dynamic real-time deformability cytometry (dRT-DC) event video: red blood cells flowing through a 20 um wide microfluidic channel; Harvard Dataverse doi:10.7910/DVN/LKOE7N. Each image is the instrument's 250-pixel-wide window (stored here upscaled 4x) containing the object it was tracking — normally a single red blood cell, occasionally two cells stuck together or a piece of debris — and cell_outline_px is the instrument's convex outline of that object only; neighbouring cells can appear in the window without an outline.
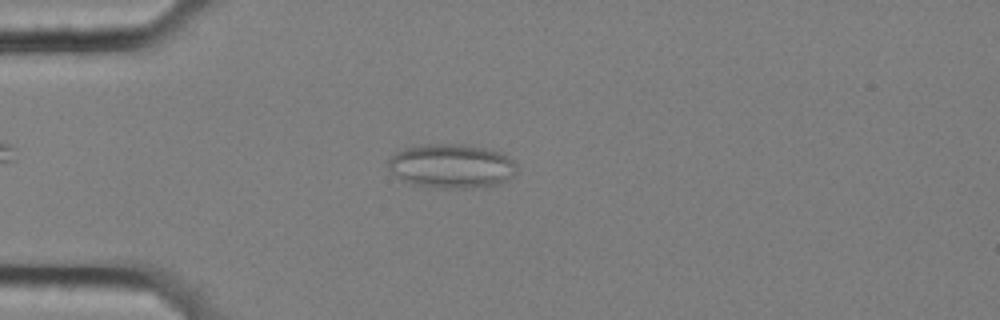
{"species": "common noctule bat (a hibernating species)", "species_latin": "Nyctalus noctula", "temperature_condition": "cold", "stored_images_in_passage": 55, "camera_frame_rate_fps": 3000, "um_per_image_px": 0.085, "animal": {"sex": "female", "body_mass_g": 25.1}, "frame": {"image": 1, "passage_image": 13, "time_ms": 4.0, "image_size_px": [1000, 320], "cell_outline_px": [[516, 172], [508, 180], [496, 184], [464, 188], [448, 188], [420, 184], [404, 180], [392, 172], [388, 168], [388, 160], [396, 152], [404, 148], [420, 144], [460, 144], [484, 148], [500, 152], [508, 156], [516, 164]], "centroid_in_image_um": [38.39, 14.08], "position_along_channel_um": 46.6, "area_um2": 32.54}}
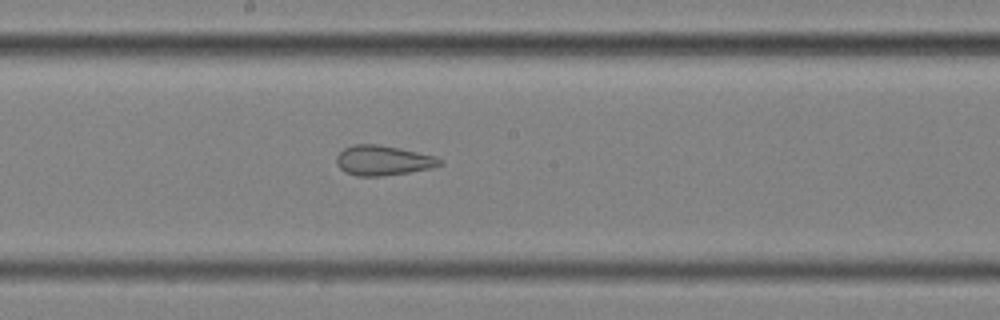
{"frame": {"image": 2, "passage_image": 29, "time_ms": 9.333, "image_size_px": [1000, 320], "cell_outline_px": [[444, 164], [432, 168], [408, 172], [380, 176], [356, 176], [344, 172], [336, 164], [336, 156], [344, 148], [352, 144], [376, 144], [400, 148], [436, 156], [444, 160]], "centroid_in_image_um": [32.57, 13.63], "position_along_channel_um": 215.6, "area_um2": 18.21}}
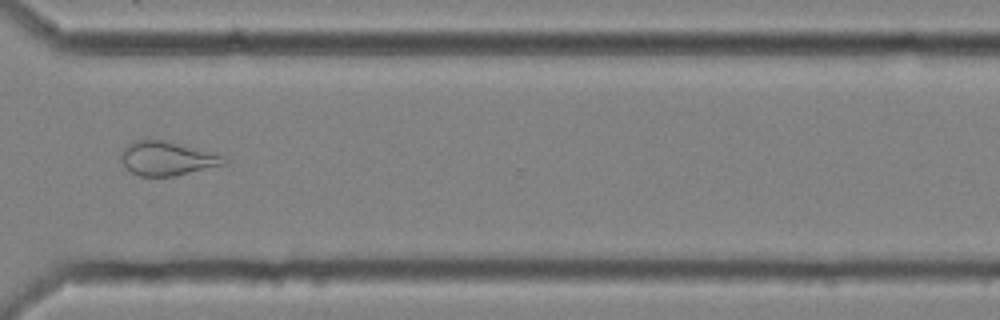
{"frame": {"image": 3, "passage_image": 41, "time_ms": 13.333, "image_size_px": [1000, 320], "cell_outline_px": [[228, 160], [224, 164], [172, 176], [140, 176], [132, 172], [120, 160], [120, 152], [128, 144], [136, 140], [164, 140], [216, 152], [224, 156]], "centroid_in_image_um": [14.21, 13.45], "position_along_channel_um": 356.4, "area_um2": 20.29}, "authors_computed_cell_mechanics": {"area_um2": 24.3916, "velocity_mm_per_s": 3.5068, "shape_relaxation_time_tau1_ms": null, "shape_relaxation_time_tau2_ms": 2.2311, "deformation_change_tau1": null, "deformation_change_tau2": 0.1047}}